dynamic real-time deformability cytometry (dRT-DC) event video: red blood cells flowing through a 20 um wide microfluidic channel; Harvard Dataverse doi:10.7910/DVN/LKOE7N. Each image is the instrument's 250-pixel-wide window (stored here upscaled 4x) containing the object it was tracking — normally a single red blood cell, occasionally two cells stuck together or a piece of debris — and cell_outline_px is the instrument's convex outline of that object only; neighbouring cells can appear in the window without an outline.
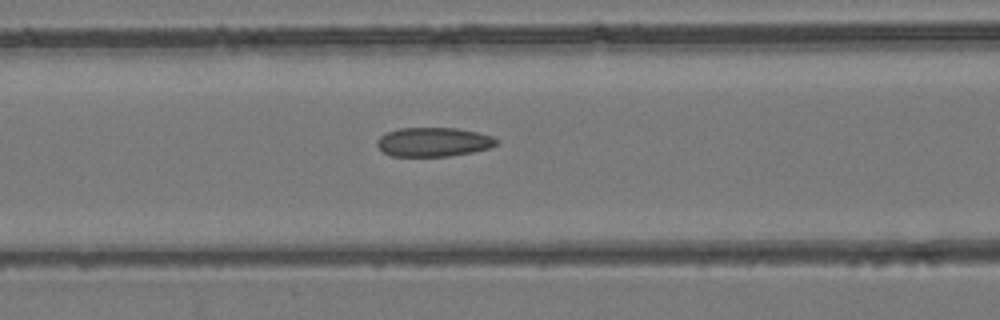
{"species": "common noctule bat (a hibernating species)", "species_latin": "Nyctalus noctula", "temperature_condition": "room temperature", "stored_images_in_passage": 32, "camera_frame_rate_fps": 3000, "um_per_image_px": 0.085, "animal": {"sex": "female", "body_mass_g": 24.6, "forearm_length_mm": 56.2}, "frame": {"image": 1, "passage_image": 8, "time_ms": 2.333, "image_size_px": [1000, 320], "cell_outline_px": [[500, 140], [496, 144], [488, 148], [472, 152], [448, 156], [392, 156], [384, 152], [376, 144], [376, 140], [380, 136], [388, 132], [400, 128], [456, 128], [476, 132], [492, 136]], "centroid_in_image_um": [36.84, 12.07], "position_along_channel_um": 129.8, "area_um2": 20.11}}
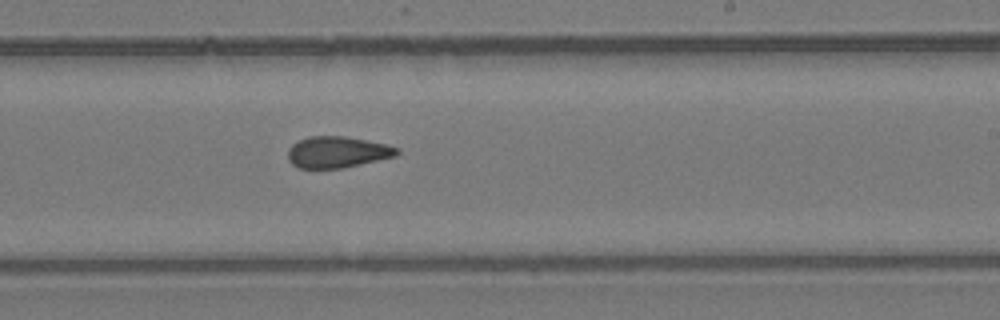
{"frame": {"image": 2, "passage_image": 17, "time_ms": 5.333, "image_size_px": [1000, 320], "cell_outline_px": [[400, 152], [396, 156], [344, 168], [300, 168], [292, 164], [288, 160], [288, 148], [292, 144], [308, 136], [344, 136], [384, 144], [400, 148]], "centroid_in_image_um": [28.66, 12.93], "position_along_channel_um": 260.3, "area_um2": 19.88}}
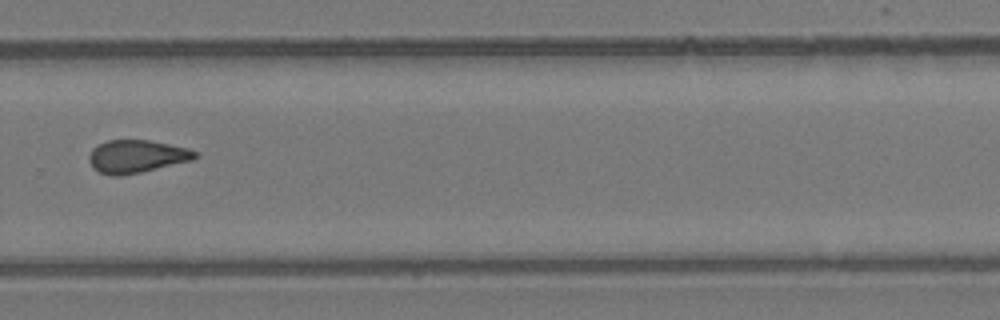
{"frame": {"image": 3, "passage_image": 21, "time_ms": 6.667, "image_size_px": [1000, 320], "cell_outline_px": [[200, 156], [192, 160], [140, 172], [120, 176], [112, 176], [100, 172], [92, 168], [88, 160], [88, 156], [92, 148], [108, 140], [148, 140], [188, 148], [196, 152]], "centroid_in_image_um": [11.59, 13.3], "position_along_channel_um": 318.2, "area_um2": 20.23}}